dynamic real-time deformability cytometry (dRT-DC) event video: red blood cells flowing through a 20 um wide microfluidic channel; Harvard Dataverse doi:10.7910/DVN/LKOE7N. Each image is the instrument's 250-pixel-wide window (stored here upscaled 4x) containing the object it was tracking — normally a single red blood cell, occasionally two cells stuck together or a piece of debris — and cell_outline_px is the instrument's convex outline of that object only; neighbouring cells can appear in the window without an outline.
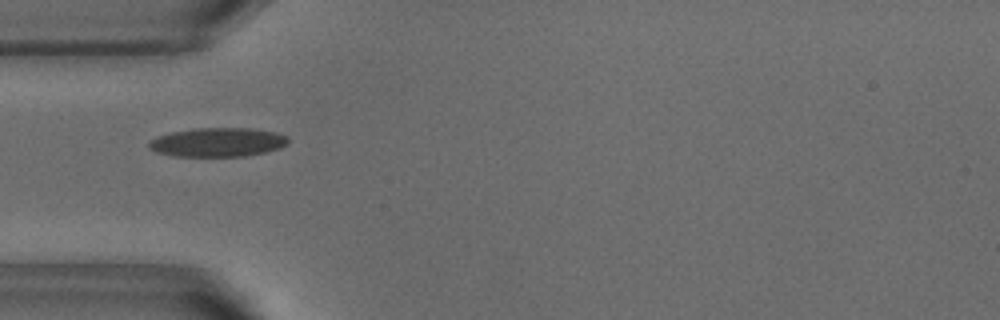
{"species": "common noctule bat (a hibernating species)", "species_latin": "Nyctalus noctula", "temperature_condition": "warm", "stored_images_in_passage": 7, "camera_frame_rate_fps": 3000, "um_per_image_px": 0.085, "animal": {"sex": "male", "body_mass_g": 18.8}, "frame": {"image": 1, "passage_image": 1, "time_ms": 0.0, "image_size_px": [1000, 320], "cell_outline_px": [[288, 144], [280, 148], [264, 152], [244, 156], [172, 156], [156, 152], [148, 148], [148, 140], [156, 136], [172, 132], [192, 128], [252, 128], [276, 132], [288, 136]], "centroid_in_image_um": [18.48, 12.08], "position_along_channel_um": 66.5, "area_um2": 23.76}}